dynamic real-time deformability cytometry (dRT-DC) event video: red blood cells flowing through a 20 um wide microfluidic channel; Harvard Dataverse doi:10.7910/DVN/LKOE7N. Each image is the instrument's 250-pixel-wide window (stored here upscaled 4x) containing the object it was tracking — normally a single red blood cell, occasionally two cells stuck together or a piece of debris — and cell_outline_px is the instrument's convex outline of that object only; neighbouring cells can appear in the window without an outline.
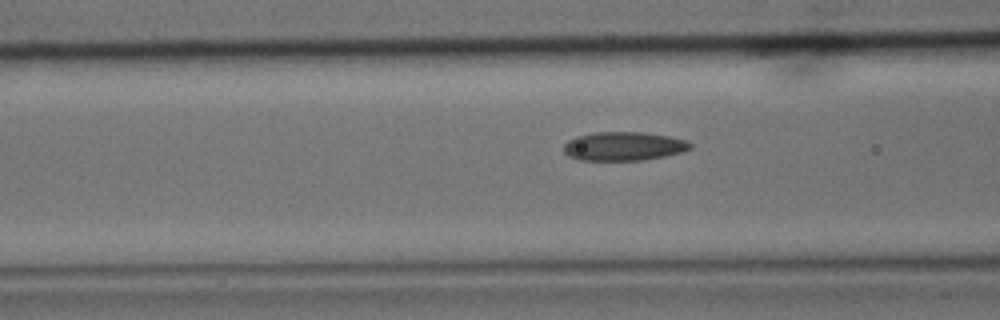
{"species": "common noctule bat (a hibernating species)", "species_latin": "Nyctalus noctula", "temperature_condition": "cold", "stored_images_in_passage": 34, "camera_frame_rate_fps": 3000, "um_per_image_px": 0.085, "animal": {"sex": "male", "body_mass_g": 15.6}, "frame": {"image": 1, "passage_image": 12, "time_ms": 3.667, "image_size_px": [1000, 320], "cell_outline_px": [[692, 148], [680, 152], [664, 156], [644, 160], [580, 160], [568, 156], [564, 152], [564, 144], [568, 140], [576, 136], [592, 132], [644, 132], [668, 136], [688, 140], [692, 144]], "centroid_in_image_um": [53.0, 12.42], "position_along_channel_um": 113.6, "area_um2": 21.33}}
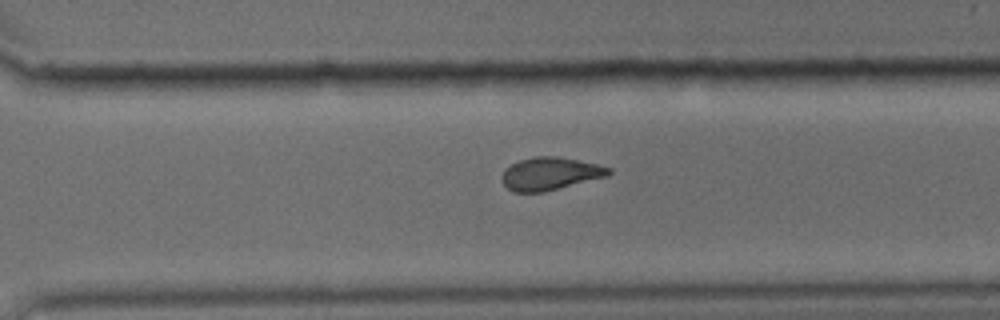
{"frame": {"image": 2, "passage_image": 29, "time_ms": 9.333, "image_size_px": [1000, 320], "cell_outline_px": [[612, 172], [608, 176], [544, 192], [512, 192], [504, 184], [504, 168], [520, 160], [536, 156], [556, 156], [596, 164], [612, 168]], "centroid_in_image_um": [46.79, 14.77], "position_along_channel_um": 323.8, "area_um2": 20.17}}
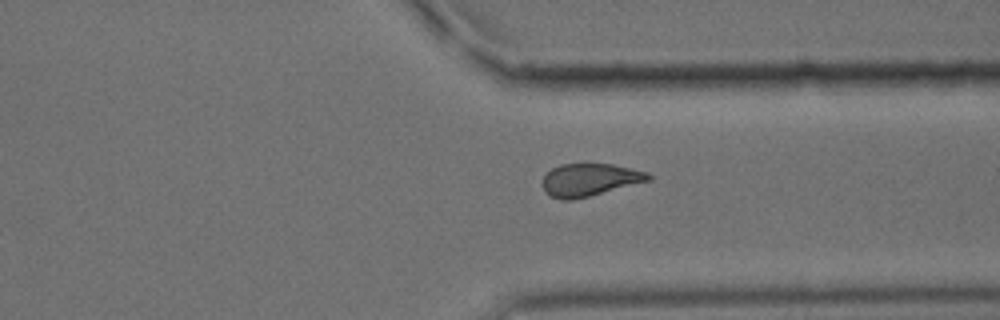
{"frame": {"image": 3, "passage_image": 32, "time_ms": 10.333, "image_size_px": [1000, 320], "cell_outline_px": [[652, 180], [572, 200], [560, 200], [544, 192], [540, 184], [544, 176], [552, 168], [560, 164], [612, 164], [648, 172], [652, 176]], "centroid_in_image_um": [50.09, 15.28], "position_along_channel_um": 361.3, "area_um2": 20.17}}